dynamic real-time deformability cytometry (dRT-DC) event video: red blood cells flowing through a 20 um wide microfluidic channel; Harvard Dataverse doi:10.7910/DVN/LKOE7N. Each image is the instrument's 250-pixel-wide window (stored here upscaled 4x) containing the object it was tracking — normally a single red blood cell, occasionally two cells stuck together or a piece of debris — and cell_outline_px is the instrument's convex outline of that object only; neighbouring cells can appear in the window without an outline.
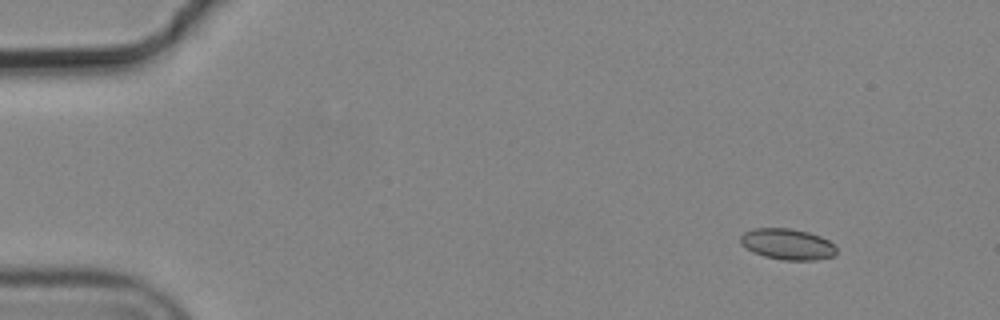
{"species": "common noctule bat (a hibernating species)", "species_latin": "Nyctalus noctula", "temperature_condition": "cold", "stored_images_in_passage": 3, "camera_frame_rate_fps": 3000, "um_per_image_px": 0.085, "animal": {"sex": "male", "body_mass_g": 19.2, "forearm_length_mm": 51.8}, "frame": {"image": 1, "passage_image": 1, "time_ms": 0.0, "image_size_px": [1000, 320], "cell_outline_px": [[836, 252], [832, 256], [816, 260], [784, 260], [764, 256], [752, 252], [740, 244], [740, 236], [744, 232], [752, 228], [792, 228], [808, 232], [820, 236], [828, 240], [836, 248]], "centroid_in_image_um": [66.89, 20.74], "position_along_channel_um": 18.1, "area_um2": 17.4}}
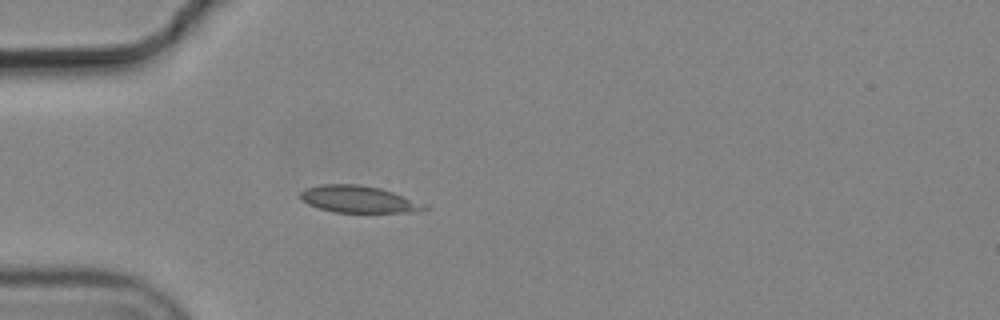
{"frame": {"image": 2, "passage_image": 3, "time_ms": 0.667, "image_size_px": [1000, 320], "cell_outline_px": [[428, 208], [412, 212], [336, 212], [320, 208], [308, 204], [300, 200], [300, 192], [304, 188], [320, 184], [360, 184], [380, 188], [428, 204]], "centroid_in_image_um": [30.45, 16.92], "position_along_channel_um": 54.5, "area_um2": 19.48}}